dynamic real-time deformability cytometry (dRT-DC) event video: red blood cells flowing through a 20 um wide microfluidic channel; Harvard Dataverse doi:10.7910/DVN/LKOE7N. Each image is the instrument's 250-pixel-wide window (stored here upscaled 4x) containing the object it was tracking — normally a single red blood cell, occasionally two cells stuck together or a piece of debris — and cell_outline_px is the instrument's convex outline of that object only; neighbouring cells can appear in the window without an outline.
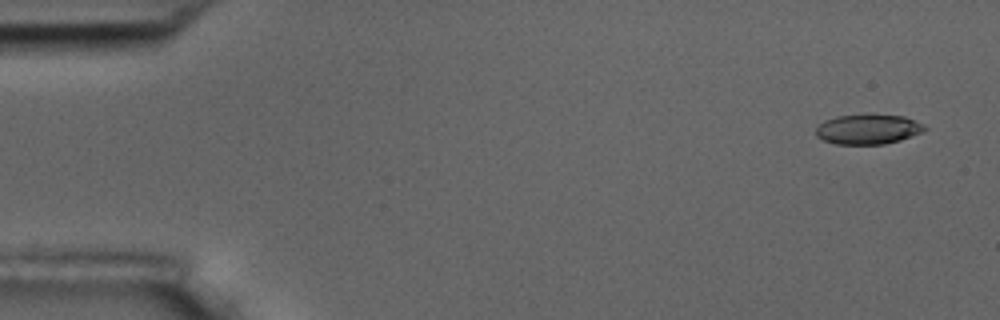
{"species": "common noctule bat (a hibernating species)", "species_latin": "Nyctalus noctula", "temperature_condition": "room temperature", "stored_images_in_passage": 4, "camera_frame_rate_fps": 3000, "um_per_image_px": 0.085, "animal": {"sex": "male", "body_mass_g": 17.5, "forearm_length_mm": 52.3}, "frame": {"image": 1, "passage_image": 1, "time_ms": 0.0, "image_size_px": [1000, 320], "cell_outline_px": [[928, 128], [924, 132], [900, 140], [884, 144], [836, 144], [824, 140], [816, 136], [816, 128], [824, 120], [836, 116], [904, 116], [924, 124]], "centroid_in_image_um": [73.8, 11.01], "position_along_channel_um": 11.2, "area_um2": 18.61}}